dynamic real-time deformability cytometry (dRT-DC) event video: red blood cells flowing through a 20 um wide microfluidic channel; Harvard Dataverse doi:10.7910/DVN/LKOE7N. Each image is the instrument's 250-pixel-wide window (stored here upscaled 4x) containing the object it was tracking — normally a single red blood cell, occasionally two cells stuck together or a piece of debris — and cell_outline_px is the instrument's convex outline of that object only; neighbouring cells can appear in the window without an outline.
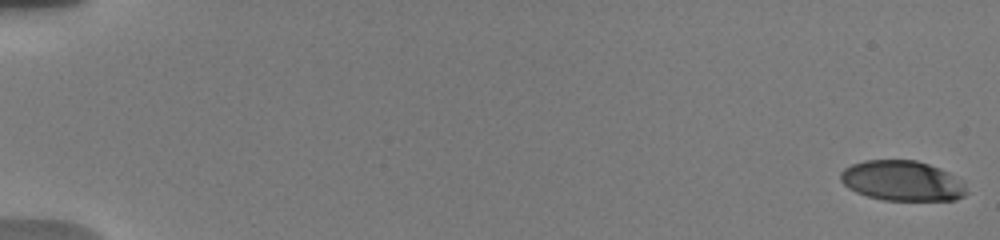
{"species": "human", "species_latin": "Homo sapiens", "temperature_condition": "warm", "stored_images_in_passage": 68, "camera_frame_rate_fps": 3000, "um_per_image_px": 0.085, "donor": {"sex": "male"}, "frame": {"image": 1, "passage_image": 1, "time_ms": 0.0, "image_size_px": [1000, 240], "cell_outline_px": [[968, 192], [964, 196], [956, 200], [884, 200], [868, 196], [856, 192], [848, 188], [840, 180], [840, 172], [844, 168], [852, 164], [864, 160], [916, 160], [940, 168], [948, 172], [964, 184]], "centroid_in_image_um": [76.67, 15.37], "position_along_channel_um": 8.3, "area_um2": 29.48}}
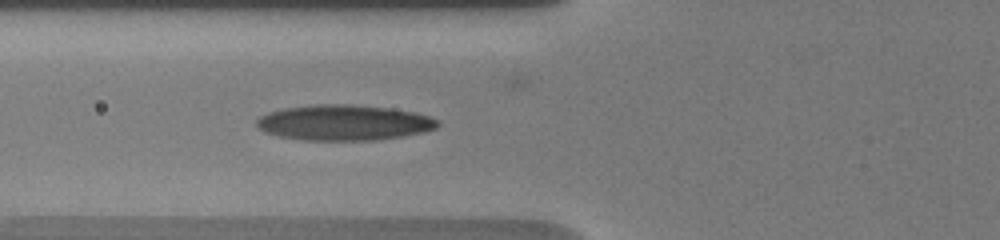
{"frame": {"image": 2, "passage_image": 30, "time_ms": 7.333, "image_size_px": [1000, 240], "cell_outline_px": [[440, 124], [436, 128], [424, 132], [376, 140], [304, 140], [280, 136], [264, 132], [256, 128], [256, 120], [260, 116], [268, 112], [284, 108], [316, 104], [348, 104], [388, 108], [416, 112], [440, 120]], "centroid_in_image_um": [29.22, 10.42], "position_along_channel_um": 96.6, "area_um2": 37.57}}
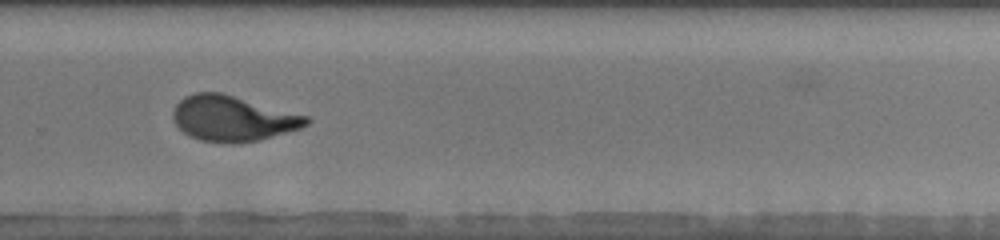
{"frame": {"image": 3, "passage_image": 48, "time_ms": 13.0, "image_size_px": [1000, 240], "cell_outline_px": [[312, 120], [308, 124], [300, 128], [288, 132], [260, 140], [224, 144], [220, 144], [200, 140], [184, 132], [176, 124], [172, 116], [172, 112], [176, 104], [184, 96], [196, 92], [220, 92], [308, 116]], "centroid_in_image_um": [19.78, 10.07], "position_along_channel_um": 310.0, "area_um2": 35.26}, "authors_computed_cell_mechanics": {"area_um2": 34.6222, "velocity_mm_per_s": 3.7692, "shape_relaxation_time_tau1_ms": 4.8447, "shape_relaxation_time_tau2_ms": 0.9316, "deformation_change_tau1": 0.247, "deformation_change_tau2": 0.0865}}